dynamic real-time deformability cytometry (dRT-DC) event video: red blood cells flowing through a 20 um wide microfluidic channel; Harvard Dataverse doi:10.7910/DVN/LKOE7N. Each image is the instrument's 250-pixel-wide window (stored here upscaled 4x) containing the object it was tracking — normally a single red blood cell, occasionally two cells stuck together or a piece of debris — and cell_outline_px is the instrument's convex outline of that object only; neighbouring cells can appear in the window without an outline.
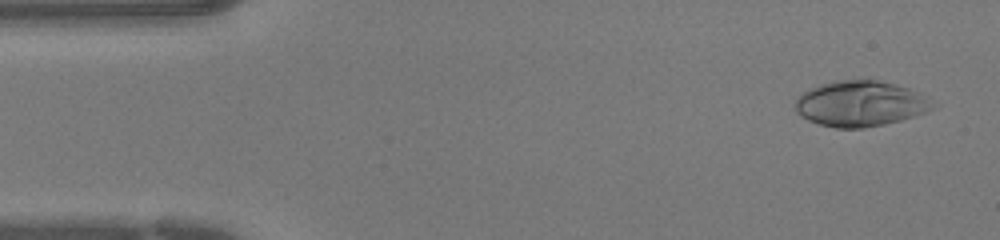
{"species": "human", "species_latin": "Homo sapiens", "temperature_condition": "warm", "stored_images_in_passage": 43, "camera_frame_rate_fps": 3000, "um_per_image_px": 0.085, "donor": {"sex": "female"}, "frame": {"image": 1, "passage_image": 2, "time_ms": 0.333, "image_size_px": [1000, 240], "cell_outline_px": [[940, 104], [936, 108], [928, 112], [900, 120], [884, 124], [864, 128], [836, 128], [820, 124], [808, 120], [800, 116], [796, 112], [796, 100], [804, 92], [820, 84], [836, 80], [876, 80], [896, 84], [908, 88], [936, 100]], "centroid_in_image_um": [73.22, 8.81], "position_along_channel_um": 11.8, "area_um2": 36.76}}
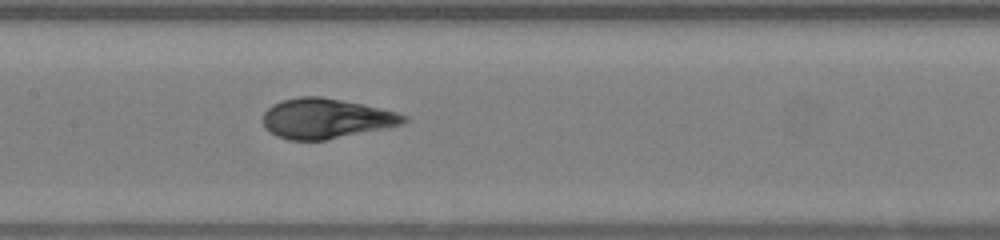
{"frame": {"image": 2, "passage_image": 20, "time_ms": 6.333, "image_size_px": [1000, 240], "cell_outline_px": [[408, 120], [404, 124], [324, 140], [288, 140], [276, 136], [264, 128], [264, 112], [272, 104], [284, 100], [300, 96], [320, 96], [380, 108], [396, 112], [408, 116]], "centroid_in_image_um": [27.69, 10.07], "position_along_channel_um": 179.7, "area_um2": 32.54}}
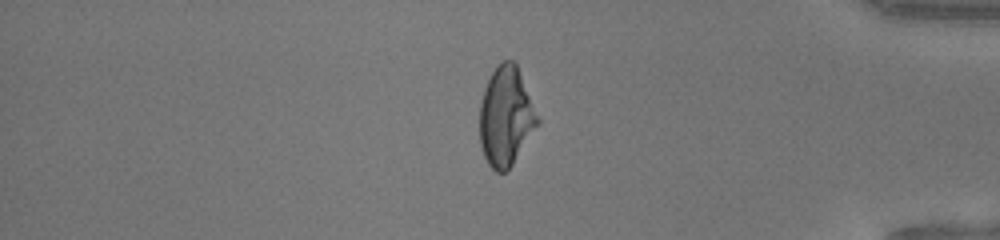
{"frame": {"image": 3, "passage_image": 36, "time_ms": 11.667, "image_size_px": [1000, 240], "cell_outline_px": [[540, 124], [512, 164], [504, 172], [496, 172], [488, 164], [484, 156], [480, 144], [480, 104], [484, 88], [492, 72], [504, 60], [512, 60], [516, 64], [540, 120]], "centroid_in_image_um": [43.0, 9.93], "position_along_channel_um": 392.2, "area_um2": 33.12}}